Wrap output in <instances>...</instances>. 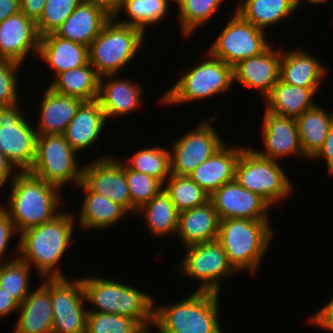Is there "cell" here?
Here are the masks:
<instances>
[{
    "instance_id": "cell-49",
    "label": "cell",
    "mask_w": 333,
    "mask_h": 333,
    "mask_svg": "<svg viewBox=\"0 0 333 333\" xmlns=\"http://www.w3.org/2000/svg\"><path fill=\"white\" fill-rule=\"evenodd\" d=\"M94 6L101 8L107 15L117 20L123 0H85Z\"/></svg>"
},
{
    "instance_id": "cell-48",
    "label": "cell",
    "mask_w": 333,
    "mask_h": 333,
    "mask_svg": "<svg viewBox=\"0 0 333 333\" xmlns=\"http://www.w3.org/2000/svg\"><path fill=\"white\" fill-rule=\"evenodd\" d=\"M20 304L4 289L0 288V319L17 312Z\"/></svg>"
},
{
    "instance_id": "cell-7",
    "label": "cell",
    "mask_w": 333,
    "mask_h": 333,
    "mask_svg": "<svg viewBox=\"0 0 333 333\" xmlns=\"http://www.w3.org/2000/svg\"><path fill=\"white\" fill-rule=\"evenodd\" d=\"M209 59L188 69L171 89L159 99L161 103L177 105L219 95L230 90L233 67L208 53ZM190 70V71H189Z\"/></svg>"
},
{
    "instance_id": "cell-10",
    "label": "cell",
    "mask_w": 333,
    "mask_h": 333,
    "mask_svg": "<svg viewBox=\"0 0 333 333\" xmlns=\"http://www.w3.org/2000/svg\"><path fill=\"white\" fill-rule=\"evenodd\" d=\"M24 115L18 103L0 107V152L19 172L32 168L38 137Z\"/></svg>"
},
{
    "instance_id": "cell-31",
    "label": "cell",
    "mask_w": 333,
    "mask_h": 333,
    "mask_svg": "<svg viewBox=\"0 0 333 333\" xmlns=\"http://www.w3.org/2000/svg\"><path fill=\"white\" fill-rule=\"evenodd\" d=\"M99 80L100 76L88 62L82 67L60 72L49 88L62 95L92 101L98 97Z\"/></svg>"
},
{
    "instance_id": "cell-13",
    "label": "cell",
    "mask_w": 333,
    "mask_h": 333,
    "mask_svg": "<svg viewBox=\"0 0 333 333\" xmlns=\"http://www.w3.org/2000/svg\"><path fill=\"white\" fill-rule=\"evenodd\" d=\"M50 298L53 308L52 333H86L88 308L81 278H50Z\"/></svg>"
},
{
    "instance_id": "cell-4",
    "label": "cell",
    "mask_w": 333,
    "mask_h": 333,
    "mask_svg": "<svg viewBox=\"0 0 333 333\" xmlns=\"http://www.w3.org/2000/svg\"><path fill=\"white\" fill-rule=\"evenodd\" d=\"M270 220L227 218L220 220L217 241L229 263L240 272L256 274L273 236Z\"/></svg>"
},
{
    "instance_id": "cell-53",
    "label": "cell",
    "mask_w": 333,
    "mask_h": 333,
    "mask_svg": "<svg viewBox=\"0 0 333 333\" xmlns=\"http://www.w3.org/2000/svg\"><path fill=\"white\" fill-rule=\"evenodd\" d=\"M151 327H147V328H144L143 330H141L139 333H150L151 332ZM150 329V330H149Z\"/></svg>"
},
{
    "instance_id": "cell-50",
    "label": "cell",
    "mask_w": 333,
    "mask_h": 333,
    "mask_svg": "<svg viewBox=\"0 0 333 333\" xmlns=\"http://www.w3.org/2000/svg\"><path fill=\"white\" fill-rule=\"evenodd\" d=\"M17 172L19 171H15L14 166L7 160L6 156L0 152V191L2 187L7 184L8 179H10V181L14 179Z\"/></svg>"
},
{
    "instance_id": "cell-40",
    "label": "cell",
    "mask_w": 333,
    "mask_h": 333,
    "mask_svg": "<svg viewBox=\"0 0 333 333\" xmlns=\"http://www.w3.org/2000/svg\"><path fill=\"white\" fill-rule=\"evenodd\" d=\"M125 177L130 191L132 213H136L137 210L163 190V183L159 179L133 171L126 165Z\"/></svg>"
},
{
    "instance_id": "cell-12",
    "label": "cell",
    "mask_w": 333,
    "mask_h": 333,
    "mask_svg": "<svg viewBox=\"0 0 333 333\" xmlns=\"http://www.w3.org/2000/svg\"><path fill=\"white\" fill-rule=\"evenodd\" d=\"M185 248L187 253L177 268L180 274L199 280L200 286L196 291L220 294L221 280L237 272L229 263L221 244L213 240Z\"/></svg>"
},
{
    "instance_id": "cell-14",
    "label": "cell",
    "mask_w": 333,
    "mask_h": 333,
    "mask_svg": "<svg viewBox=\"0 0 333 333\" xmlns=\"http://www.w3.org/2000/svg\"><path fill=\"white\" fill-rule=\"evenodd\" d=\"M224 144L210 122L204 120L174 141L170 150L171 174L188 176Z\"/></svg>"
},
{
    "instance_id": "cell-23",
    "label": "cell",
    "mask_w": 333,
    "mask_h": 333,
    "mask_svg": "<svg viewBox=\"0 0 333 333\" xmlns=\"http://www.w3.org/2000/svg\"><path fill=\"white\" fill-rule=\"evenodd\" d=\"M282 49L279 79L293 86L320 88L328 72L325 65L303 48Z\"/></svg>"
},
{
    "instance_id": "cell-29",
    "label": "cell",
    "mask_w": 333,
    "mask_h": 333,
    "mask_svg": "<svg viewBox=\"0 0 333 333\" xmlns=\"http://www.w3.org/2000/svg\"><path fill=\"white\" fill-rule=\"evenodd\" d=\"M318 89L293 86L279 79L265 97V111L296 119L316 106L313 97Z\"/></svg>"
},
{
    "instance_id": "cell-46",
    "label": "cell",
    "mask_w": 333,
    "mask_h": 333,
    "mask_svg": "<svg viewBox=\"0 0 333 333\" xmlns=\"http://www.w3.org/2000/svg\"><path fill=\"white\" fill-rule=\"evenodd\" d=\"M324 159L326 162V168L330 175L333 176V124L329 130V133L324 141V144L318 150V152L311 158V160Z\"/></svg>"
},
{
    "instance_id": "cell-47",
    "label": "cell",
    "mask_w": 333,
    "mask_h": 333,
    "mask_svg": "<svg viewBox=\"0 0 333 333\" xmlns=\"http://www.w3.org/2000/svg\"><path fill=\"white\" fill-rule=\"evenodd\" d=\"M47 0H20V9L28 18L37 22L43 12Z\"/></svg>"
},
{
    "instance_id": "cell-2",
    "label": "cell",
    "mask_w": 333,
    "mask_h": 333,
    "mask_svg": "<svg viewBox=\"0 0 333 333\" xmlns=\"http://www.w3.org/2000/svg\"><path fill=\"white\" fill-rule=\"evenodd\" d=\"M8 207L1 208L9 215L18 234L54 219L61 204V190L29 171L17 172L11 181Z\"/></svg>"
},
{
    "instance_id": "cell-32",
    "label": "cell",
    "mask_w": 333,
    "mask_h": 333,
    "mask_svg": "<svg viewBox=\"0 0 333 333\" xmlns=\"http://www.w3.org/2000/svg\"><path fill=\"white\" fill-rule=\"evenodd\" d=\"M300 144L305 158H312L324 144L333 124V113L316 105L296 118Z\"/></svg>"
},
{
    "instance_id": "cell-35",
    "label": "cell",
    "mask_w": 333,
    "mask_h": 333,
    "mask_svg": "<svg viewBox=\"0 0 333 333\" xmlns=\"http://www.w3.org/2000/svg\"><path fill=\"white\" fill-rule=\"evenodd\" d=\"M169 3L170 0H123L118 14L123 10L130 20L118 22L141 28L146 32L148 26H154L165 19L169 13Z\"/></svg>"
},
{
    "instance_id": "cell-26",
    "label": "cell",
    "mask_w": 333,
    "mask_h": 333,
    "mask_svg": "<svg viewBox=\"0 0 333 333\" xmlns=\"http://www.w3.org/2000/svg\"><path fill=\"white\" fill-rule=\"evenodd\" d=\"M220 218L210 201L179 212L176 234L185 247L217 239Z\"/></svg>"
},
{
    "instance_id": "cell-25",
    "label": "cell",
    "mask_w": 333,
    "mask_h": 333,
    "mask_svg": "<svg viewBox=\"0 0 333 333\" xmlns=\"http://www.w3.org/2000/svg\"><path fill=\"white\" fill-rule=\"evenodd\" d=\"M110 18L101 8L81 0L74 12L56 30L55 34L89 47Z\"/></svg>"
},
{
    "instance_id": "cell-43",
    "label": "cell",
    "mask_w": 333,
    "mask_h": 333,
    "mask_svg": "<svg viewBox=\"0 0 333 333\" xmlns=\"http://www.w3.org/2000/svg\"><path fill=\"white\" fill-rule=\"evenodd\" d=\"M22 64L0 58V107L19 103L18 101V68Z\"/></svg>"
},
{
    "instance_id": "cell-27",
    "label": "cell",
    "mask_w": 333,
    "mask_h": 333,
    "mask_svg": "<svg viewBox=\"0 0 333 333\" xmlns=\"http://www.w3.org/2000/svg\"><path fill=\"white\" fill-rule=\"evenodd\" d=\"M38 57L48 63L47 66L55 72L54 77L60 72L82 67L89 62L87 46L61 38L55 33L40 37Z\"/></svg>"
},
{
    "instance_id": "cell-22",
    "label": "cell",
    "mask_w": 333,
    "mask_h": 333,
    "mask_svg": "<svg viewBox=\"0 0 333 333\" xmlns=\"http://www.w3.org/2000/svg\"><path fill=\"white\" fill-rule=\"evenodd\" d=\"M243 148L224 144L188 176L210 196L224 184L235 180V168Z\"/></svg>"
},
{
    "instance_id": "cell-19",
    "label": "cell",
    "mask_w": 333,
    "mask_h": 333,
    "mask_svg": "<svg viewBox=\"0 0 333 333\" xmlns=\"http://www.w3.org/2000/svg\"><path fill=\"white\" fill-rule=\"evenodd\" d=\"M281 47L270 46L262 54L246 58L233 66V82L258 90L266 97L279 80Z\"/></svg>"
},
{
    "instance_id": "cell-28",
    "label": "cell",
    "mask_w": 333,
    "mask_h": 333,
    "mask_svg": "<svg viewBox=\"0 0 333 333\" xmlns=\"http://www.w3.org/2000/svg\"><path fill=\"white\" fill-rule=\"evenodd\" d=\"M40 108L37 135L64 134L69 122L83 102L79 98L54 92L48 87L44 91Z\"/></svg>"
},
{
    "instance_id": "cell-52",
    "label": "cell",
    "mask_w": 333,
    "mask_h": 333,
    "mask_svg": "<svg viewBox=\"0 0 333 333\" xmlns=\"http://www.w3.org/2000/svg\"><path fill=\"white\" fill-rule=\"evenodd\" d=\"M308 2V3H310V4H321V3H326V2H328V1H330V0H303V2ZM302 2V0H294V4H295V8H296V11H297V9L300 7V5L302 4L301 3Z\"/></svg>"
},
{
    "instance_id": "cell-30",
    "label": "cell",
    "mask_w": 333,
    "mask_h": 333,
    "mask_svg": "<svg viewBox=\"0 0 333 333\" xmlns=\"http://www.w3.org/2000/svg\"><path fill=\"white\" fill-rule=\"evenodd\" d=\"M77 187H81L83 192H85L79 214L80 228L84 230L106 229L111 225H115L128 213L119 204L93 192L83 181Z\"/></svg>"
},
{
    "instance_id": "cell-15",
    "label": "cell",
    "mask_w": 333,
    "mask_h": 333,
    "mask_svg": "<svg viewBox=\"0 0 333 333\" xmlns=\"http://www.w3.org/2000/svg\"><path fill=\"white\" fill-rule=\"evenodd\" d=\"M109 155L83 167L82 181L95 193L107 197L131 213V197L125 164Z\"/></svg>"
},
{
    "instance_id": "cell-20",
    "label": "cell",
    "mask_w": 333,
    "mask_h": 333,
    "mask_svg": "<svg viewBox=\"0 0 333 333\" xmlns=\"http://www.w3.org/2000/svg\"><path fill=\"white\" fill-rule=\"evenodd\" d=\"M117 75H104L99 80L97 100L105 113L106 120L109 117L115 118L129 114L143 104L140 83L132 82L129 79L122 80L117 78ZM106 79L108 81L105 83Z\"/></svg>"
},
{
    "instance_id": "cell-24",
    "label": "cell",
    "mask_w": 333,
    "mask_h": 333,
    "mask_svg": "<svg viewBox=\"0 0 333 333\" xmlns=\"http://www.w3.org/2000/svg\"><path fill=\"white\" fill-rule=\"evenodd\" d=\"M107 120L99 101H83L69 122L64 137L77 152L97 142Z\"/></svg>"
},
{
    "instance_id": "cell-38",
    "label": "cell",
    "mask_w": 333,
    "mask_h": 333,
    "mask_svg": "<svg viewBox=\"0 0 333 333\" xmlns=\"http://www.w3.org/2000/svg\"><path fill=\"white\" fill-rule=\"evenodd\" d=\"M179 8L178 19L184 37L192 35L209 20L223 0H174Z\"/></svg>"
},
{
    "instance_id": "cell-16",
    "label": "cell",
    "mask_w": 333,
    "mask_h": 333,
    "mask_svg": "<svg viewBox=\"0 0 333 333\" xmlns=\"http://www.w3.org/2000/svg\"><path fill=\"white\" fill-rule=\"evenodd\" d=\"M220 220L227 218L269 220L270 204L236 180L224 184L209 196Z\"/></svg>"
},
{
    "instance_id": "cell-34",
    "label": "cell",
    "mask_w": 333,
    "mask_h": 333,
    "mask_svg": "<svg viewBox=\"0 0 333 333\" xmlns=\"http://www.w3.org/2000/svg\"><path fill=\"white\" fill-rule=\"evenodd\" d=\"M136 213L144 215L146 229H149L151 235L158 237L177 232L179 211L164 190L143 205Z\"/></svg>"
},
{
    "instance_id": "cell-11",
    "label": "cell",
    "mask_w": 333,
    "mask_h": 333,
    "mask_svg": "<svg viewBox=\"0 0 333 333\" xmlns=\"http://www.w3.org/2000/svg\"><path fill=\"white\" fill-rule=\"evenodd\" d=\"M264 33L234 11L207 53L233 67L239 61L258 56L270 47Z\"/></svg>"
},
{
    "instance_id": "cell-6",
    "label": "cell",
    "mask_w": 333,
    "mask_h": 333,
    "mask_svg": "<svg viewBox=\"0 0 333 333\" xmlns=\"http://www.w3.org/2000/svg\"><path fill=\"white\" fill-rule=\"evenodd\" d=\"M145 32L111 17L88 47L89 63L97 74H117L130 63L143 44Z\"/></svg>"
},
{
    "instance_id": "cell-39",
    "label": "cell",
    "mask_w": 333,
    "mask_h": 333,
    "mask_svg": "<svg viewBox=\"0 0 333 333\" xmlns=\"http://www.w3.org/2000/svg\"><path fill=\"white\" fill-rule=\"evenodd\" d=\"M32 268L24 261L16 259L0 266V288L10 294L19 304L30 293Z\"/></svg>"
},
{
    "instance_id": "cell-45",
    "label": "cell",
    "mask_w": 333,
    "mask_h": 333,
    "mask_svg": "<svg viewBox=\"0 0 333 333\" xmlns=\"http://www.w3.org/2000/svg\"><path fill=\"white\" fill-rule=\"evenodd\" d=\"M309 320L311 324H315V326L318 325L327 331L329 330V332H333V297L325 306L316 311Z\"/></svg>"
},
{
    "instance_id": "cell-5",
    "label": "cell",
    "mask_w": 333,
    "mask_h": 333,
    "mask_svg": "<svg viewBox=\"0 0 333 333\" xmlns=\"http://www.w3.org/2000/svg\"><path fill=\"white\" fill-rule=\"evenodd\" d=\"M219 293L194 291L170 305L154 306L158 333H223L219 323Z\"/></svg>"
},
{
    "instance_id": "cell-42",
    "label": "cell",
    "mask_w": 333,
    "mask_h": 333,
    "mask_svg": "<svg viewBox=\"0 0 333 333\" xmlns=\"http://www.w3.org/2000/svg\"><path fill=\"white\" fill-rule=\"evenodd\" d=\"M80 2L81 0H47L42 15L36 22L40 37L55 33Z\"/></svg>"
},
{
    "instance_id": "cell-1",
    "label": "cell",
    "mask_w": 333,
    "mask_h": 333,
    "mask_svg": "<svg viewBox=\"0 0 333 333\" xmlns=\"http://www.w3.org/2000/svg\"><path fill=\"white\" fill-rule=\"evenodd\" d=\"M74 218V214L61 211L54 219L21 232L16 256L34 266L42 279L65 277L57 266L70 246Z\"/></svg>"
},
{
    "instance_id": "cell-33",
    "label": "cell",
    "mask_w": 333,
    "mask_h": 333,
    "mask_svg": "<svg viewBox=\"0 0 333 333\" xmlns=\"http://www.w3.org/2000/svg\"><path fill=\"white\" fill-rule=\"evenodd\" d=\"M235 11L263 31L297 12L294 0H243Z\"/></svg>"
},
{
    "instance_id": "cell-3",
    "label": "cell",
    "mask_w": 333,
    "mask_h": 333,
    "mask_svg": "<svg viewBox=\"0 0 333 333\" xmlns=\"http://www.w3.org/2000/svg\"><path fill=\"white\" fill-rule=\"evenodd\" d=\"M85 302L95 307L88 312L118 314L136 320L143 328L154 323L153 296L132 285L94 276L81 277Z\"/></svg>"
},
{
    "instance_id": "cell-9",
    "label": "cell",
    "mask_w": 333,
    "mask_h": 333,
    "mask_svg": "<svg viewBox=\"0 0 333 333\" xmlns=\"http://www.w3.org/2000/svg\"><path fill=\"white\" fill-rule=\"evenodd\" d=\"M77 154L64 134L38 136L36 157L29 172L59 189L69 181L77 186L84 168L78 166Z\"/></svg>"
},
{
    "instance_id": "cell-18",
    "label": "cell",
    "mask_w": 333,
    "mask_h": 333,
    "mask_svg": "<svg viewBox=\"0 0 333 333\" xmlns=\"http://www.w3.org/2000/svg\"><path fill=\"white\" fill-rule=\"evenodd\" d=\"M262 123L261 137L265 150H254L258 155L276 161L294 154L305 159L295 118L266 111Z\"/></svg>"
},
{
    "instance_id": "cell-8",
    "label": "cell",
    "mask_w": 333,
    "mask_h": 333,
    "mask_svg": "<svg viewBox=\"0 0 333 333\" xmlns=\"http://www.w3.org/2000/svg\"><path fill=\"white\" fill-rule=\"evenodd\" d=\"M235 180L244 188L260 195L271 206L280 199L289 197L294 189L279 161L262 157L252 148L246 147L240 152Z\"/></svg>"
},
{
    "instance_id": "cell-21",
    "label": "cell",
    "mask_w": 333,
    "mask_h": 333,
    "mask_svg": "<svg viewBox=\"0 0 333 333\" xmlns=\"http://www.w3.org/2000/svg\"><path fill=\"white\" fill-rule=\"evenodd\" d=\"M42 284L20 304L18 322L13 333H52L53 308L50 298V278H44Z\"/></svg>"
},
{
    "instance_id": "cell-37",
    "label": "cell",
    "mask_w": 333,
    "mask_h": 333,
    "mask_svg": "<svg viewBox=\"0 0 333 333\" xmlns=\"http://www.w3.org/2000/svg\"><path fill=\"white\" fill-rule=\"evenodd\" d=\"M127 161L123 163L129 169L151 175L162 183L171 176L170 150L167 148L159 146L144 148Z\"/></svg>"
},
{
    "instance_id": "cell-51",
    "label": "cell",
    "mask_w": 333,
    "mask_h": 333,
    "mask_svg": "<svg viewBox=\"0 0 333 333\" xmlns=\"http://www.w3.org/2000/svg\"><path fill=\"white\" fill-rule=\"evenodd\" d=\"M20 11V0H0V23Z\"/></svg>"
},
{
    "instance_id": "cell-41",
    "label": "cell",
    "mask_w": 333,
    "mask_h": 333,
    "mask_svg": "<svg viewBox=\"0 0 333 333\" xmlns=\"http://www.w3.org/2000/svg\"><path fill=\"white\" fill-rule=\"evenodd\" d=\"M144 328L129 317L99 312H88L86 333H139Z\"/></svg>"
},
{
    "instance_id": "cell-17",
    "label": "cell",
    "mask_w": 333,
    "mask_h": 333,
    "mask_svg": "<svg viewBox=\"0 0 333 333\" xmlns=\"http://www.w3.org/2000/svg\"><path fill=\"white\" fill-rule=\"evenodd\" d=\"M40 35L36 22L21 11L0 23V58L24 63L32 53H39Z\"/></svg>"
},
{
    "instance_id": "cell-44",
    "label": "cell",
    "mask_w": 333,
    "mask_h": 333,
    "mask_svg": "<svg viewBox=\"0 0 333 333\" xmlns=\"http://www.w3.org/2000/svg\"><path fill=\"white\" fill-rule=\"evenodd\" d=\"M13 235L18 236L19 234H17V231H16L14 224H13L11 218L9 217V215L0 206V266L2 264L8 263V262L16 259L15 257H13L11 259L3 258V260H2V257L4 255H6L5 252L8 249L7 247L10 242L9 240H11L10 238L14 237ZM5 260H7V261H5Z\"/></svg>"
},
{
    "instance_id": "cell-36",
    "label": "cell",
    "mask_w": 333,
    "mask_h": 333,
    "mask_svg": "<svg viewBox=\"0 0 333 333\" xmlns=\"http://www.w3.org/2000/svg\"><path fill=\"white\" fill-rule=\"evenodd\" d=\"M163 190L179 212L204 205L209 201V195L189 176L171 174L163 183Z\"/></svg>"
}]
</instances>
